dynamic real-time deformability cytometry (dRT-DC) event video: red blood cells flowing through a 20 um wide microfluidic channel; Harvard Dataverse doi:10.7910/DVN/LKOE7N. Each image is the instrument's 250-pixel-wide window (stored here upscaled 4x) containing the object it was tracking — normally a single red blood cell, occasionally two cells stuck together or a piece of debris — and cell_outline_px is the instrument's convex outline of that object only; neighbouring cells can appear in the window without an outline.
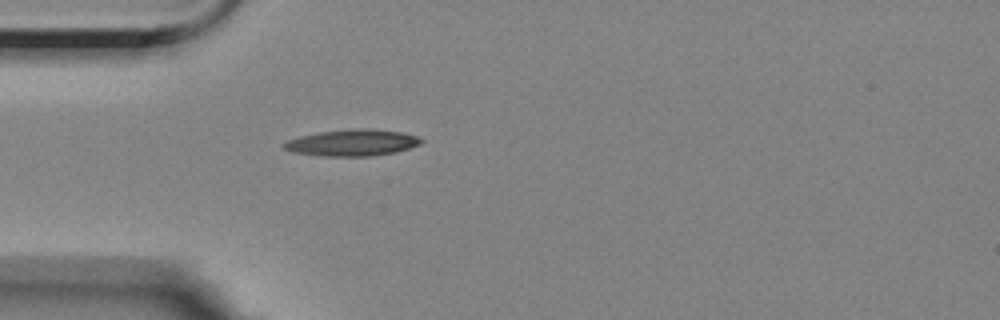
{"species": "Egyptian fruit bat (a non-hibernating species)", "species_latin": "Rousettus aegyptiacus", "temperature_condition": "room temperature", "stored_images_in_passage": 29, "camera_frame_rate_fps": 3000, "um_per_image_px": 0.085, "animal": {"sex": "female"}, "frame": {"image": 1, "passage_image": 1, "time_ms": 0.0, "image_size_px": [1000, 320], "cell_outline_px": [[424, 140], [420, 144], [396, 152], [372, 156], [324, 156], [292, 152], [284, 148], [280, 144], [288, 140], [300, 136], [320, 132], [352, 128], [368, 128], [404, 132], [416, 136]], "centroid_in_image_um": [29.95, 12.12], "position_along_channel_um": 55.1, "area_um2": 21.27}}
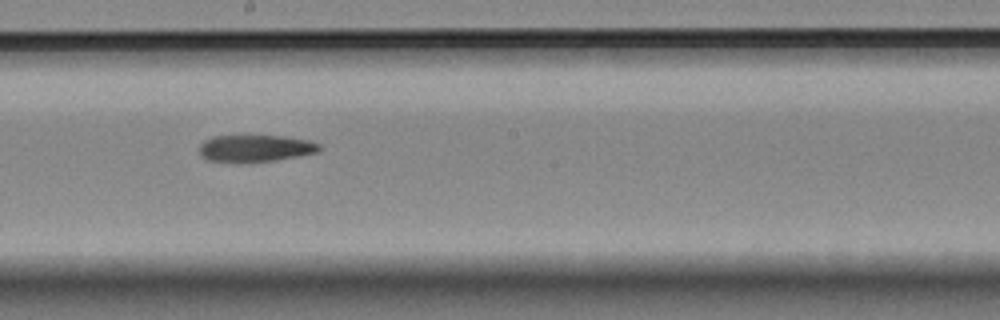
{"frame": {"image": 2, "passage_image": 16, "time_ms": 5.0, "image_size_px": [1000, 320], "cell_outline_px": [[320, 152], [276, 160], [208, 160], [200, 156], [200, 144], [204, 140], [212, 136], [284, 136], [308, 140], [320, 144]], "centroid_in_image_um": [21.74, 12.57], "position_along_channel_um": 226.5, "area_um2": 18.26}}
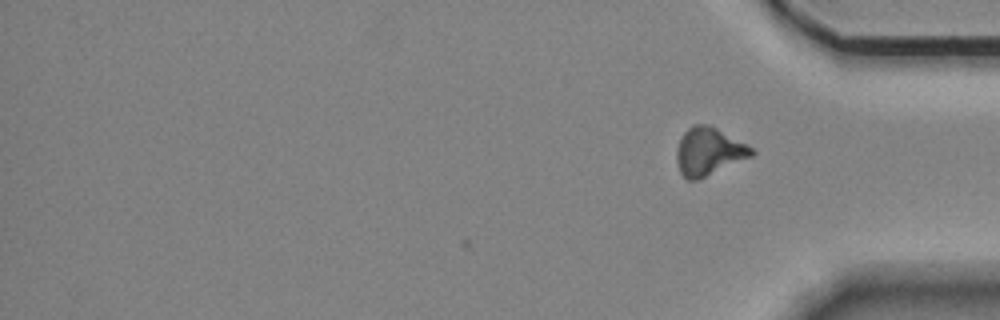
{"frame": {"image": 3, "passage_image": 29, "time_ms": 9.333, "image_size_px": [1000, 320], "cell_outline_px": [[756, 152], [752, 156], [696, 180], [688, 180], [680, 172], [676, 160], [676, 148], [684, 132], [692, 124], [708, 124], [716, 128], [752, 148]], "centroid_in_image_um": [60.2, 12.87], "position_along_channel_um": 375.0, "area_um2": 20.46}}